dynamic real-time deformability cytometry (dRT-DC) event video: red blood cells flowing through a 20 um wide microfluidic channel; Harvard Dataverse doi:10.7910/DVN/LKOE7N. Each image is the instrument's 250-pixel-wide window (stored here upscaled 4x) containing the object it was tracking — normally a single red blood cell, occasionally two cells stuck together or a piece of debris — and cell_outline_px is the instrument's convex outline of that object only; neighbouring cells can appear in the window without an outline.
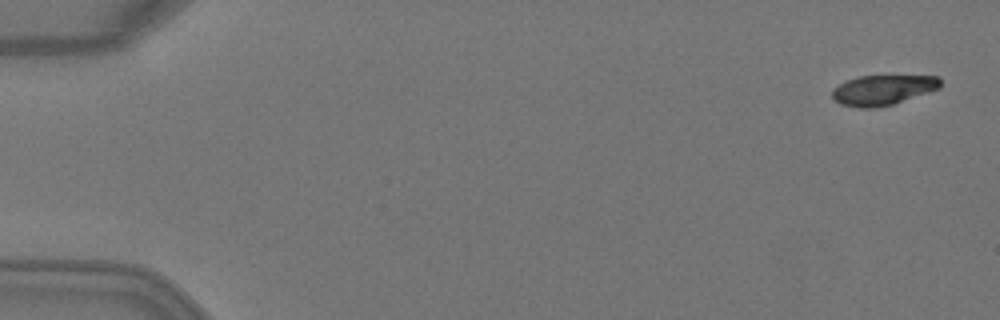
{"species": "Egyptian fruit bat (a non-hibernating species)", "species_latin": "Rousettus aegyptiacus", "temperature_condition": "warm", "stored_images_in_passage": 4, "camera_frame_rate_fps": 3000, "um_per_image_px": 0.085, "animal": {"sex": "female"}, "frame": {"image": 1, "passage_image": 1, "time_ms": 0.0, "image_size_px": [1000, 320], "cell_outline_px": [[940, 88], [892, 104], [872, 108], [860, 108], [840, 104], [832, 96], [832, 88], [848, 80], [860, 76], [940, 76]], "centroid_in_image_um": [75.03, 7.64], "position_along_channel_um": 10.0, "area_um2": 18.67}}
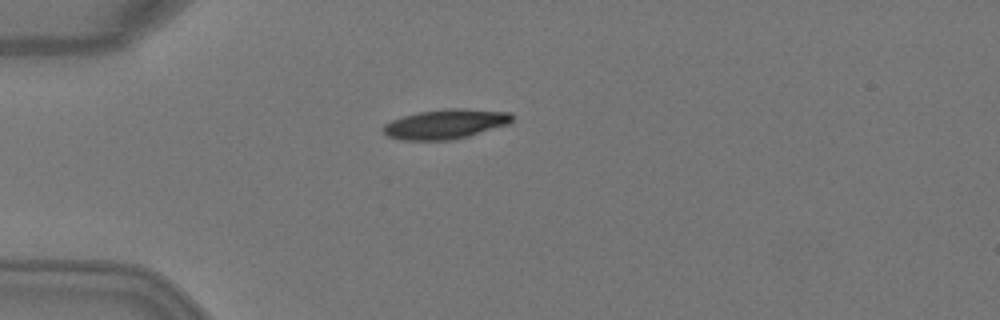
{"frame": {"image": 2, "passage_image": 4, "time_ms": 1.0, "image_size_px": [1000, 320], "cell_outline_px": [[512, 120], [508, 124], [468, 136], [448, 140], [400, 140], [388, 136], [380, 128], [384, 124], [392, 120], [404, 116], [420, 112], [448, 108], [464, 108], [512, 112]], "centroid_in_image_um": [37.86, 10.54], "position_along_channel_um": 47.1, "area_um2": 22.2}}